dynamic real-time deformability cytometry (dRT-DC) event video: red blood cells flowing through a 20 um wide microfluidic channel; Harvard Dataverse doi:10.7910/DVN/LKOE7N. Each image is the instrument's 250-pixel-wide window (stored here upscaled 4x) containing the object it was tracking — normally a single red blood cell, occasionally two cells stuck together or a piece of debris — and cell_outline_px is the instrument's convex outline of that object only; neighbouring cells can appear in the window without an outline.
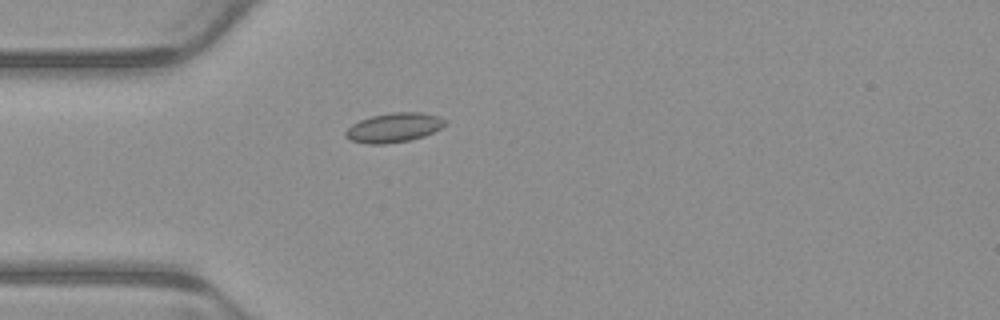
{"species": "common noctule bat (a hibernating species)", "species_latin": "Nyctalus noctula", "temperature_condition": "warm", "stored_images_in_passage": 4, "camera_frame_rate_fps": 3000, "um_per_image_px": 0.085, "animal": {"sex": "male", "body_mass_g": 23.1, "forearm_length_mm": 52.7}, "frame": {"image": 1, "passage_image": 4, "time_ms": 1.0, "image_size_px": [1000, 320], "cell_outline_px": [[448, 124], [424, 136], [408, 140], [384, 144], [368, 144], [352, 140], [344, 136], [344, 132], [352, 124], [360, 120], [372, 116], [392, 112], [420, 112], [440, 116], [448, 120]], "centroid_in_image_um": [33.51, 10.83], "position_along_channel_um": 51.5, "area_um2": 17.05}}